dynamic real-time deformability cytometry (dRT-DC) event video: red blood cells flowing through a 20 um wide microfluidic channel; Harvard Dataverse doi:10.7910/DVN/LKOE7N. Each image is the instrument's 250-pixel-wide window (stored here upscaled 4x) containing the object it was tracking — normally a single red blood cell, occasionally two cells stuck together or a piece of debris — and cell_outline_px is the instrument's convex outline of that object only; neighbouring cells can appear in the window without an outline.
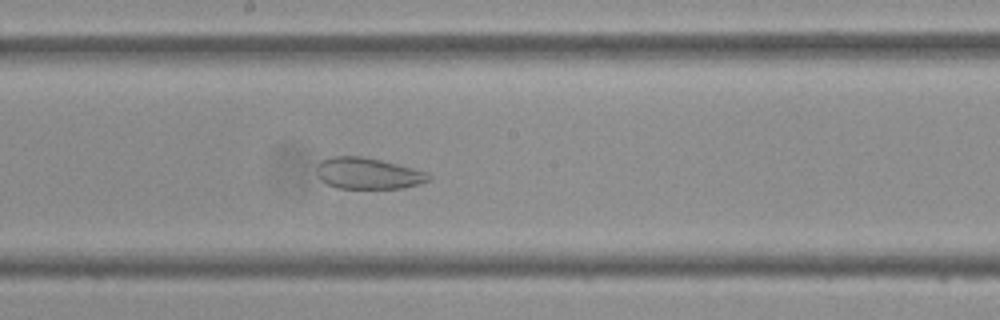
{"species": "Egyptian fruit bat (a non-hibernating species)", "species_latin": "Rousettus aegyptiacus", "temperature_condition": "cold", "stored_images_in_passage": 45, "segment_of_instrument_passage": [1, 2], "camera_frame_rate_fps": 3000, "um_per_image_px": 0.085, "frame": {"image": 1, "passage_image": 23, "time_ms": 7.333, "image_size_px": [1000, 320], "cell_outline_px": [[432, 176], [428, 180], [420, 184], [404, 188], [336, 188], [320, 180], [316, 172], [316, 168], [320, 160], [332, 156], [364, 156], [428, 172]], "centroid_in_image_um": [31.25, 14.73], "position_along_channel_um": 216.9, "area_um2": 20.52}}
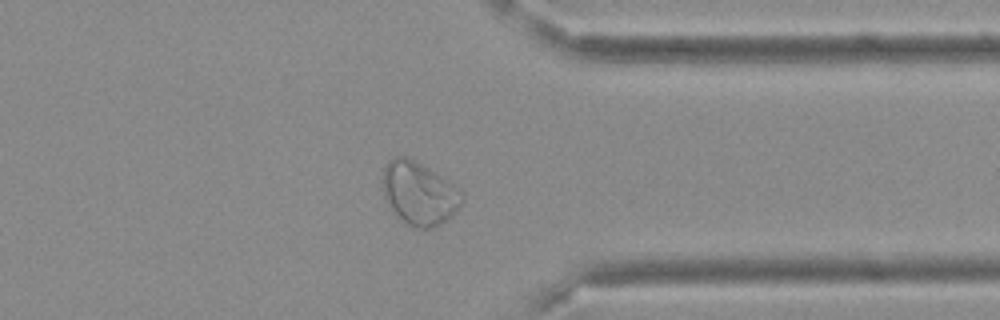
{"frame": {"image": 2, "passage_image": 34, "time_ms": 11.0, "image_size_px": [1000, 320], "cell_outline_px": [[464, 200], [456, 212], [452, 216], [440, 224], [432, 228], [412, 228], [388, 204], [384, 196], [380, 180], [384, 164], [388, 160], [396, 156], [404, 156], [416, 160], [460, 188], [464, 192]], "centroid_in_image_um": [35.63, 16.4], "position_along_channel_um": 375.8, "area_um2": 29.54}}
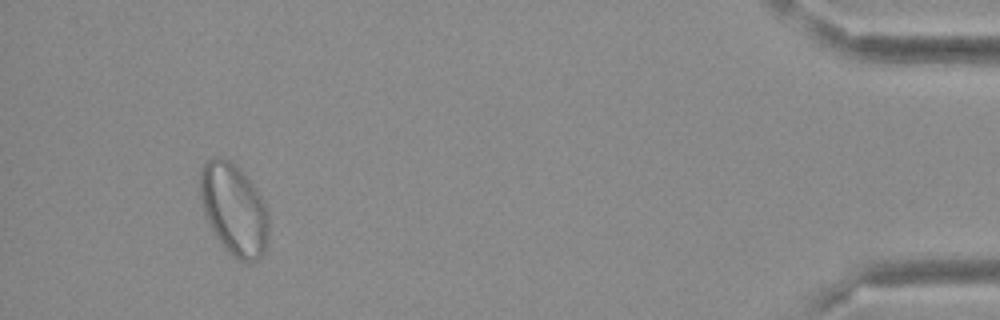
{"frame": {"image": 3, "passage_image": 41, "time_ms": 13.333, "image_size_px": [1000, 320], "cell_outline_px": [[268, 240], [264, 252], [256, 260], [248, 264], [232, 256], [224, 248], [216, 236], [204, 212], [200, 196], [200, 168], [208, 160], [216, 156], [220, 156], [232, 160], [244, 172], [256, 188], [268, 212]], "centroid_in_image_um": [19.89, 17.77], "position_along_channel_um": 415.3, "area_um2": 36.82}}